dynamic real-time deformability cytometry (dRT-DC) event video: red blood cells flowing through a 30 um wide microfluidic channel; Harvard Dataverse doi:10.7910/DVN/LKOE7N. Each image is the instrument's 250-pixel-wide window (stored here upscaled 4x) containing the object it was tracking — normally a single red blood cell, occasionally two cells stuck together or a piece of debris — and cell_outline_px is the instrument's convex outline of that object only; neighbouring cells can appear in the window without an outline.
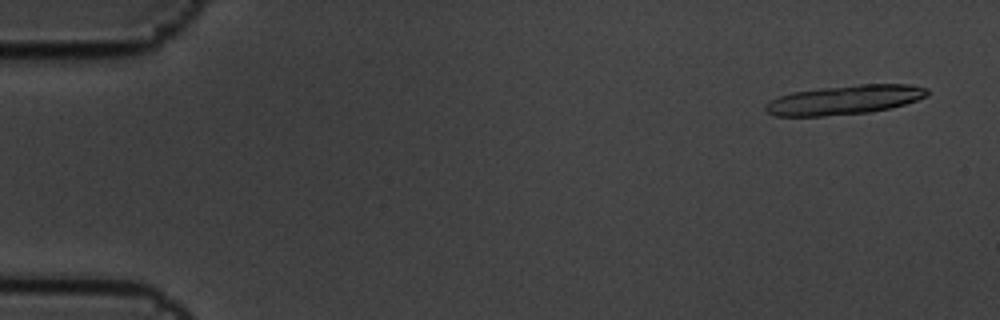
{"species": "common noctule bat (a hibernating species)", "species_latin": "Nyctalus noctula", "temperature_condition": "cold", "stored_images_in_passage": 6, "camera_frame_rate_fps": 3000, "um_per_image_px": 0.085, "animal": {"sex": "male", "body_mass_g": 19.5, "forearm_length_mm": 54.6}, "frame": {"image": 1, "passage_image": 1, "time_ms": 0.0, "image_size_px": [1000, 320], "cell_outline_px": [[928, 92], [924, 96], [916, 100], [904, 104], [872, 112], [824, 116], [776, 116], [764, 112], [764, 104], [780, 96], [792, 92], [820, 88], [860, 84], [912, 84], [928, 88]], "centroid_in_image_um": [71.75, 8.49], "position_along_channel_um": 13.2, "area_um2": 27.57}}